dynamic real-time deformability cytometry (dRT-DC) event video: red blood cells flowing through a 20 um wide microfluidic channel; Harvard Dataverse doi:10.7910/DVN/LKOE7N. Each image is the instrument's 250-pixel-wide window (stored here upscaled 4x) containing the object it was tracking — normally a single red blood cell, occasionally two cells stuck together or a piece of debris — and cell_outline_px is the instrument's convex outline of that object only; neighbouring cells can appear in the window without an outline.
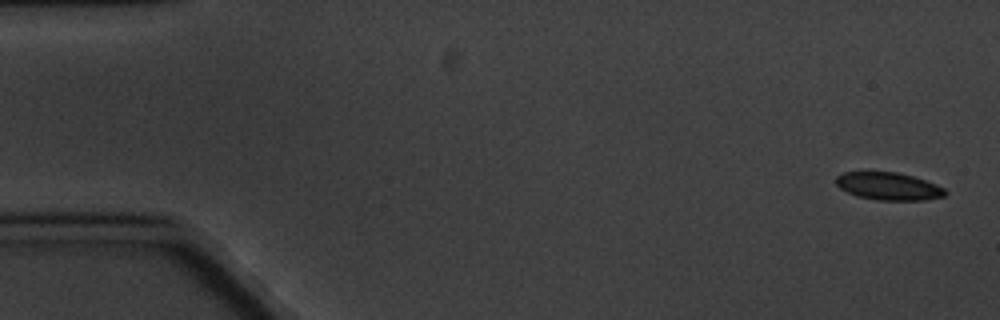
{"species": "common noctule bat (a hibernating species)", "species_latin": "Nyctalus noctula", "temperature_condition": "cold", "stored_images_in_passage": 8, "camera_frame_rate_fps": 3000, "um_per_image_px": 0.085, "animal": {"sex": "male", "body_mass_g": 20.1, "forearm_length_mm": 53.5}, "frame": {"image": 1, "passage_image": 1, "time_ms": 0.0, "image_size_px": [1000, 320], "cell_outline_px": [[948, 192], [944, 196], [924, 200], [876, 200], [856, 196], [840, 188], [836, 184], [836, 176], [844, 172], [868, 168], [896, 172], [912, 176], [936, 184], [944, 188]], "centroid_in_image_um": [75.45, 15.78], "position_along_channel_um": 9.5, "area_um2": 18.26}}
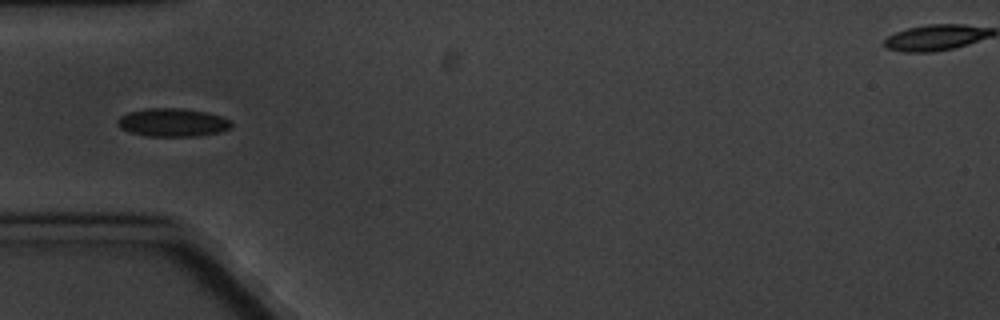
{"frame": {"image": 2, "passage_image": 5, "time_ms": 5.667, "image_size_px": [1000, 320], "cell_outline_px": [[232, 128], [220, 132], [196, 136], [148, 136], [128, 132], [120, 128], [116, 124], [116, 120], [120, 116], [128, 112], [144, 108], [184, 108], [208, 112], [232, 120]], "centroid_in_image_um": [14.67, 10.4], "position_along_channel_um": 70.3, "area_um2": 19.07}}